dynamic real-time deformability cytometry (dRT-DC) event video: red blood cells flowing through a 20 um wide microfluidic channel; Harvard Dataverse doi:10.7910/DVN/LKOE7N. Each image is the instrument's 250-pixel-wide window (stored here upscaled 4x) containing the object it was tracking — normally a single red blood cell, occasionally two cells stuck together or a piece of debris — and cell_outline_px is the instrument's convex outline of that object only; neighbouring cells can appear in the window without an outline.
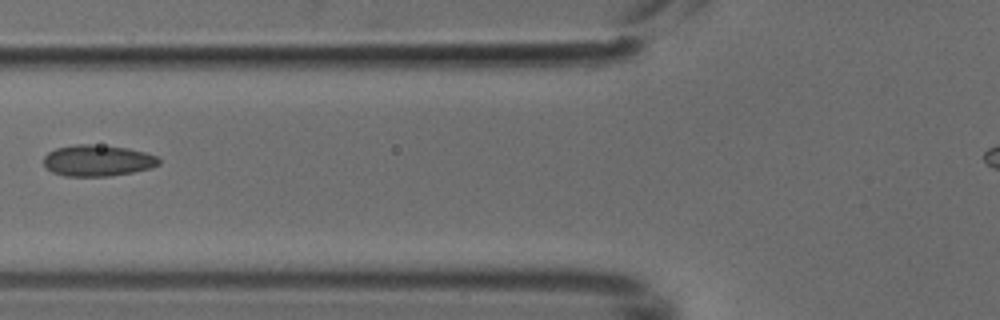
{"species": "common noctule bat (a hibernating species)", "species_latin": "Nyctalus noctula", "temperature_condition": "cold", "stored_images_in_passage": 3, "camera_frame_rate_fps": 3000, "um_per_image_px": 0.085, "animal": {"sex": "male", "body_mass_g": 18.8}, "frame": {"image": 1, "passage_image": 2, "time_ms": 0.333, "image_size_px": [1000, 320], "cell_outline_px": [[160, 164], [152, 168], [132, 172], [108, 176], [64, 176], [52, 172], [44, 164], [44, 156], [48, 152], [56, 148], [76, 144], [92, 144], [128, 148], [144, 152], [156, 156], [160, 160]], "centroid_in_image_um": [8.3, 13.64], "position_along_channel_um": 117.5, "area_um2": 20.98}}
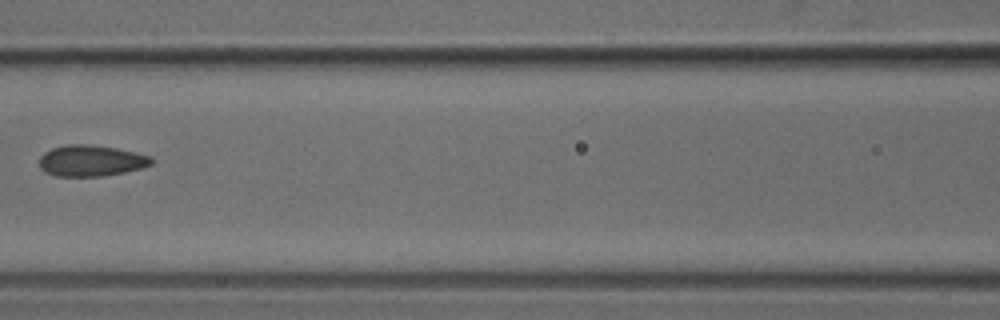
{"frame": {"image": 2, "passage_image": 3, "time_ms": 0.667, "image_size_px": [1000, 320], "cell_outline_px": [[152, 164], [144, 168], [104, 176], [56, 176], [44, 172], [40, 168], [40, 156], [44, 152], [52, 148], [68, 144], [88, 144], [116, 148], [152, 156]], "centroid_in_image_um": [7.74, 13.66], "position_along_channel_um": 158.9, "area_um2": 20.46}}